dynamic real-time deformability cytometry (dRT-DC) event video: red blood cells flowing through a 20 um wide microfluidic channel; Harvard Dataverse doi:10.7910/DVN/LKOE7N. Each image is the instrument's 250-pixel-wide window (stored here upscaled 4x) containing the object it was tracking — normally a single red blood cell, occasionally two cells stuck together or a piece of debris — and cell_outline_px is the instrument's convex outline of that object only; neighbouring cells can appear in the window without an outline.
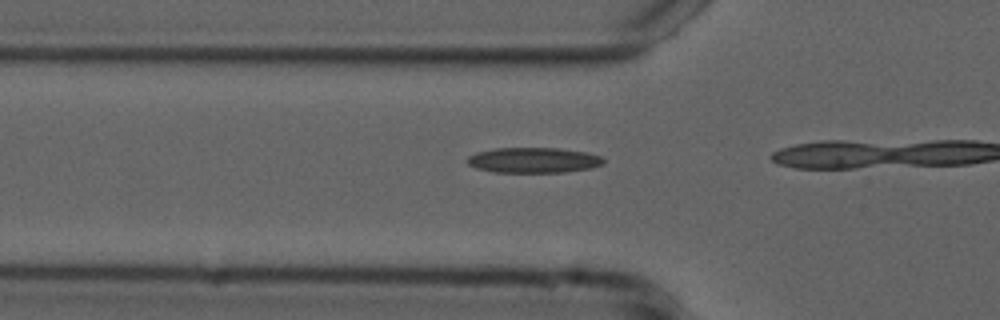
{"species": "common noctule bat (a hibernating species)", "species_latin": "Nyctalus noctula", "temperature_condition": "cold", "stored_images_in_passage": 5, "camera_frame_rate_fps": 3000, "um_per_image_px": 0.085, "animal": {"sex": "male", "forearm_length_mm": 52.5}, "frame": {"image": 1, "passage_image": 3, "time_ms": 0.667, "image_size_px": [1000, 320], "cell_outline_px": [[604, 164], [592, 168], [564, 172], [492, 172], [476, 168], [468, 164], [468, 156], [476, 152], [496, 148], [560, 148], [588, 152], [600, 156], [604, 160]], "centroid_in_image_um": [45.37, 13.61], "position_along_channel_um": 80.4, "area_um2": 20.23}}